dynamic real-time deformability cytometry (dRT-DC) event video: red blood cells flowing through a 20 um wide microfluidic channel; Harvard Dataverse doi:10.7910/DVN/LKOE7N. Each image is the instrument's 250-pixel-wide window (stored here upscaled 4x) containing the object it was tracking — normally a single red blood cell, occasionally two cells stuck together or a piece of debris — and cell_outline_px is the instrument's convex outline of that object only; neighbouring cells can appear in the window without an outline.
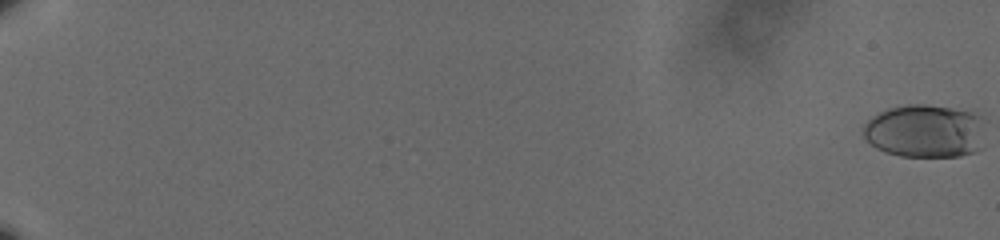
{"species": "human", "species_latin": "Homo sapiens", "temperature_condition": "cold", "stored_images_in_passage": 20, "camera_frame_rate_fps": 3000, "um_per_image_px": 0.085, "donor": {"sex": "male"}, "frame": {"image": 1, "passage_image": 1, "time_ms": 0.0, "image_size_px": [1000, 240], "cell_outline_px": [[984, 148], [976, 152], [960, 156], [900, 156], [884, 152], [876, 148], [864, 136], [864, 124], [872, 116], [888, 108], [908, 104], [924, 104], [972, 112], [980, 116]], "centroid_in_image_um": [78.63, 11.16], "position_along_channel_um": 6.4, "area_um2": 37.8}}